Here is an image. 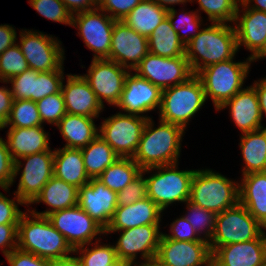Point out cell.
<instances>
[{
	"label": "cell",
	"mask_w": 266,
	"mask_h": 266,
	"mask_svg": "<svg viewBox=\"0 0 266 266\" xmlns=\"http://www.w3.org/2000/svg\"><path fill=\"white\" fill-rule=\"evenodd\" d=\"M198 31L185 47V56L193 74L211 64L232 59L238 51L236 31L231 25L212 23Z\"/></svg>",
	"instance_id": "6da1fadb"
},
{
	"label": "cell",
	"mask_w": 266,
	"mask_h": 266,
	"mask_svg": "<svg viewBox=\"0 0 266 266\" xmlns=\"http://www.w3.org/2000/svg\"><path fill=\"white\" fill-rule=\"evenodd\" d=\"M152 125L148 118L133 160L141 169L177 163L184 129L161 119L158 128Z\"/></svg>",
	"instance_id": "7a4b0ae2"
},
{
	"label": "cell",
	"mask_w": 266,
	"mask_h": 266,
	"mask_svg": "<svg viewBox=\"0 0 266 266\" xmlns=\"http://www.w3.org/2000/svg\"><path fill=\"white\" fill-rule=\"evenodd\" d=\"M31 215L33 220L26 213L20 217L17 248L48 260L64 259L74 253V249L47 217Z\"/></svg>",
	"instance_id": "3957f363"
},
{
	"label": "cell",
	"mask_w": 266,
	"mask_h": 266,
	"mask_svg": "<svg viewBox=\"0 0 266 266\" xmlns=\"http://www.w3.org/2000/svg\"><path fill=\"white\" fill-rule=\"evenodd\" d=\"M189 201L219 214L239 202V183L211 170H195Z\"/></svg>",
	"instance_id": "277c9868"
},
{
	"label": "cell",
	"mask_w": 266,
	"mask_h": 266,
	"mask_svg": "<svg viewBox=\"0 0 266 266\" xmlns=\"http://www.w3.org/2000/svg\"><path fill=\"white\" fill-rule=\"evenodd\" d=\"M205 101L203 84L194 74L187 81L162 90L160 119L179 125L185 130L191 117Z\"/></svg>",
	"instance_id": "5b68a950"
},
{
	"label": "cell",
	"mask_w": 266,
	"mask_h": 266,
	"mask_svg": "<svg viewBox=\"0 0 266 266\" xmlns=\"http://www.w3.org/2000/svg\"><path fill=\"white\" fill-rule=\"evenodd\" d=\"M251 61L247 58L246 62H234L232 58L211 64L196 74L203 84L206 99L210 96L217 111L242 90Z\"/></svg>",
	"instance_id": "8992f818"
},
{
	"label": "cell",
	"mask_w": 266,
	"mask_h": 266,
	"mask_svg": "<svg viewBox=\"0 0 266 266\" xmlns=\"http://www.w3.org/2000/svg\"><path fill=\"white\" fill-rule=\"evenodd\" d=\"M177 163L142 169V173L157 169L158 173L145 178L148 197L163 211L175 201L190 198L191 181L195 170H177ZM163 170V171H162Z\"/></svg>",
	"instance_id": "52a82bcc"
},
{
	"label": "cell",
	"mask_w": 266,
	"mask_h": 266,
	"mask_svg": "<svg viewBox=\"0 0 266 266\" xmlns=\"http://www.w3.org/2000/svg\"><path fill=\"white\" fill-rule=\"evenodd\" d=\"M261 224L238 202L216 214L214 232L209 239L211 253L218 247L256 239L262 232Z\"/></svg>",
	"instance_id": "ba28073f"
},
{
	"label": "cell",
	"mask_w": 266,
	"mask_h": 266,
	"mask_svg": "<svg viewBox=\"0 0 266 266\" xmlns=\"http://www.w3.org/2000/svg\"><path fill=\"white\" fill-rule=\"evenodd\" d=\"M148 118L150 117L119 112L103 121L99 136L120 158H133Z\"/></svg>",
	"instance_id": "9c48e42d"
},
{
	"label": "cell",
	"mask_w": 266,
	"mask_h": 266,
	"mask_svg": "<svg viewBox=\"0 0 266 266\" xmlns=\"http://www.w3.org/2000/svg\"><path fill=\"white\" fill-rule=\"evenodd\" d=\"M134 71L161 90L183 83L194 75L186 56L167 58L150 52Z\"/></svg>",
	"instance_id": "30bf717a"
},
{
	"label": "cell",
	"mask_w": 266,
	"mask_h": 266,
	"mask_svg": "<svg viewBox=\"0 0 266 266\" xmlns=\"http://www.w3.org/2000/svg\"><path fill=\"white\" fill-rule=\"evenodd\" d=\"M99 8L76 13L71 26H77L88 49L94 51V59L110 60L112 30L115 19L101 12ZM99 13V14H98Z\"/></svg>",
	"instance_id": "8fae6325"
},
{
	"label": "cell",
	"mask_w": 266,
	"mask_h": 266,
	"mask_svg": "<svg viewBox=\"0 0 266 266\" xmlns=\"http://www.w3.org/2000/svg\"><path fill=\"white\" fill-rule=\"evenodd\" d=\"M47 218L73 249L91 244L95 236L105 234V229L78 205L53 212Z\"/></svg>",
	"instance_id": "7c38bea8"
},
{
	"label": "cell",
	"mask_w": 266,
	"mask_h": 266,
	"mask_svg": "<svg viewBox=\"0 0 266 266\" xmlns=\"http://www.w3.org/2000/svg\"><path fill=\"white\" fill-rule=\"evenodd\" d=\"M20 36L18 46L30 69L47 72L57 71L62 67L64 51L56 38L31 30L21 32Z\"/></svg>",
	"instance_id": "4fadbf2b"
},
{
	"label": "cell",
	"mask_w": 266,
	"mask_h": 266,
	"mask_svg": "<svg viewBox=\"0 0 266 266\" xmlns=\"http://www.w3.org/2000/svg\"><path fill=\"white\" fill-rule=\"evenodd\" d=\"M125 67L108 59H94L88 69V74L83 75L98 100L103 105V99L110 105H117L128 75ZM103 98V99H102Z\"/></svg>",
	"instance_id": "5bb4252c"
},
{
	"label": "cell",
	"mask_w": 266,
	"mask_h": 266,
	"mask_svg": "<svg viewBox=\"0 0 266 266\" xmlns=\"http://www.w3.org/2000/svg\"><path fill=\"white\" fill-rule=\"evenodd\" d=\"M26 161L22 171L16 200L18 204H30L54 175V151H43L21 157Z\"/></svg>",
	"instance_id": "9a60e30c"
},
{
	"label": "cell",
	"mask_w": 266,
	"mask_h": 266,
	"mask_svg": "<svg viewBox=\"0 0 266 266\" xmlns=\"http://www.w3.org/2000/svg\"><path fill=\"white\" fill-rule=\"evenodd\" d=\"M148 53V38L137 33L123 21L116 20L112 30L110 60L127 70H134Z\"/></svg>",
	"instance_id": "2e32d148"
},
{
	"label": "cell",
	"mask_w": 266,
	"mask_h": 266,
	"mask_svg": "<svg viewBox=\"0 0 266 266\" xmlns=\"http://www.w3.org/2000/svg\"><path fill=\"white\" fill-rule=\"evenodd\" d=\"M63 66L57 71L38 72L29 69L22 74L13 76L10 90L15 100H38L51 94L59 93L63 82Z\"/></svg>",
	"instance_id": "e0dca14e"
},
{
	"label": "cell",
	"mask_w": 266,
	"mask_h": 266,
	"mask_svg": "<svg viewBox=\"0 0 266 266\" xmlns=\"http://www.w3.org/2000/svg\"><path fill=\"white\" fill-rule=\"evenodd\" d=\"M121 231L123 232L114 246L118 259L133 266L138 252H142L145 262L156 256L163 234L159 232V225H142Z\"/></svg>",
	"instance_id": "ac0fdd59"
},
{
	"label": "cell",
	"mask_w": 266,
	"mask_h": 266,
	"mask_svg": "<svg viewBox=\"0 0 266 266\" xmlns=\"http://www.w3.org/2000/svg\"><path fill=\"white\" fill-rule=\"evenodd\" d=\"M156 257L169 266H212L209 242L160 239Z\"/></svg>",
	"instance_id": "d6986e66"
},
{
	"label": "cell",
	"mask_w": 266,
	"mask_h": 266,
	"mask_svg": "<svg viewBox=\"0 0 266 266\" xmlns=\"http://www.w3.org/2000/svg\"><path fill=\"white\" fill-rule=\"evenodd\" d=\"M78 206L106 229L117 208V193L91 178L78 189Z\"/></svg>",
	"instance_id": "ffe728a7"
},
{
	"label": "cell",
	"mask_w": 266,
	"mask_h": 266,
	"mask_svg": "<svg viewBox=\"0 0 266 266\" xmlns=\"http://www.w3.org/2000/svg\"><path fill=\"white\" fill-rule=\"evenodd\" d=\"M162 90L147 79L130 72L126 76L117 107L127 114H142L160 108Z\"/></svg>",
	"instance_id": "44dd1931"
},
{
	"label": "cell",
	"mask_w": 266,
	"mask_h": 266,
	"mask_svg": "<svg viewBox=\"0 0 266 266\" xmlns=\"http://www.w3.org/2000/svg\"><path fill=\"white\" fill-rule=\"evenodd\" d=\"M266 234L256 239L218 247L212 253V266H265Z\"/></svg>",
	"instance_id": "7402d4cb"
},
{
	"label": "cell",
	"mask_w": 266,
	"mask_h": 266,
	"mask_svg": "<svg viewBox=\"0 0 266 266\" xmlns=\"http://www.w3.org/2000/svg\"><path fill=\"white\" fill-rule=\"evenodd\" d=\"M239 7L236 13V39L237 47L244 45L252 52L250 59L253 61L266 57V12L246 8L241 18ZM240 20V21H239Z\"/></svg>",
	"instance_id": "603a6c76"
},
{
	"label": "cell",
	"mask_w": 266,
	"mask_h": 266,
	"mask_svg": "<svg viewBox=\"0 0 266 266\" xmlns=\"http://www.w3.org/2000/svg\"><path fill=\"white\" fill-rule=\"evenodd\" d=\"M61 85L66 113L95 118L104 108L83 76L67 75Z\"/></svg>",
	"instance_id": "cb8c5ba5"
},
{
	"label": "cell",
	"mask_w": 266,
	"mask_h": 266,
	"mask_svg": "<svg viewBox=\"0 0 266 266\" xmlns=\"http://www.w3.org/2000/svg\"><path fill=\"white\" fill-rule=\"evenodd\" d=\"M162 210L149 197L133 204L117 207L105 234L142 225H159Z\"/></svg>",
	"instance_id": "d4e9b609"
},
{
	"label": "cell",
	"mask_w": 266,
	"mask_h": 266,
	"mask_svg": "<svg viewBox=\"0 0 266 266\" xmlns=\"http://www.w3.org/2000/svg\"><path fill=\"white\" fill-rule=\"evenodd\" d=\"M7 134L8 150L15 161V177L19 174L22 166L18 158L50 150L49 137L42 126L9 128Z\"/></svg>",
	"instance_id": "484cf974"
},
{
	"label": "cell",
	"mask_w": 266,
	"mask_h": 266,
	"mask_svg": "<svg viewBox=\"0 0 266 266\" xmlns=\"http://www.w3.org/2000/svg\"><path fill=\"white\" fill-rule=\"evenodd\" d=\"M227 106L230 107L231 117L242 134L263 128L258 96L254 86L240 90L219 109H225Z\"/></svg>",
	"instance_id": "4316f807"
},
{
	"label": "cell",
	"mask_w": 266,
	"mask_h": 266,
	"mask_svg": "<svg viewBox=\"0 0 266 266\" xmlns=\"http://www.w3.org/2000/svg\"><path fill=\"white\" fill-rule=\"evenodd\" d=\"M239 184V202L266 229V174L243 175Z\"/></svg>",
	"instance_id": "83f0119b"
},
{
	"label": "cell",
	"mask_w": 266,
	"mask_h": 266,
	"mask_svg": "<svg viewBox=\"0 0 266 266\" xmlns=\"http://www.w3.org/2000/svg\"><path fill=\"white\" fill-rule=\"evenodd\" d=\"M42 201L52 209L41 213L35 211L30 213L47 217L53 212L78 205V188L53 175L31 204Z\"/></svg>",
	"instance_id": "f1b7e54d"
},
{
	"label": "cell",
	"mask_w": 266,
	"mask_h": 266,
	"mask_svg": "<svg viewBox=\"0 0 266 266\" xmlns=\"http://www.w3.org/2000/svg\"><path fill=\"white\" fill-rule=\"evenodd\" d=\"M54 176L78 189L90 181L84 167L81 149L65 148L54 151Z\"/></svg>",
	"instance_id": "f546056e"
},
{
	"label": "cell",
	"mask_w": 266,
	"mask_h": 266,
	"mask_svg": "<svg viewBox=\"0 0 266 266\" xmlns=\"http://www.w3.org/2000/svg\"><path fill=\"white\" fill-rule=\"evenodd\" d=\"M91 117L66 113L56 125L64 140L65 148L81 149L87 146L98 135V129Z\"/></svg>",
	"instance_id": "4dcf8cb0"
},
{
	"label": "cell",
	"mask_w": 266,
	"mask_h": 266,
	"mask_svg": "<svg viewBox=\"0 0 266 266\" xmlns=\"http://www.w3.org/2000/svg\"><path fill=\"white\" fill-rule=\"evenodd\" d=\"M168 10L152 0H142L121 21L147 38L167 17Z\"/></svg>",
	"instance_id": "1f68e13d"
},
{
	"label": "cell",
	"mask_w": 266,
	"mask_h": 266,
	"mask_svg": "<svg viewBox=\"0 0 266 266\" xmlns=\"http://www.w3.org/2000/svg\"><path fill=\"white\" fill-rule=\"evenodd\" d=\"M240 148L246 165L243 175L266 171V127L244 133Z\"/></svg>",
	"instance_id": "d6a6232c"
},
{
	"label": "cell",
	"mask_w": 266,
	"mask_h": 266,
	"mask_svg": "<svg viewBox=\"0 0 266 266\" xmlns=\"http://www.w3.org/2000/svg\"><path fill=\"white\" fill-rule=\"evenodd\" d=\"M149 52L161 57L185 56V46L166 17L148 38Z\"/></svg>",
	"instance_id": "836d02e7"
},
{
	"label": "cell",
	"mask_w": 266,
	"mask_h": 266,
	"mask_svg": "<svg viewBox=\"0 0 266 266\" xmlns=\"http://www.w3.org/2000/svg\"><path fill=\"white\" fill-rule=\"evenodd\" d=\"M84 167L89 178H98L102 172L120 157L99 135L87 146L81 148Z\"/></svg>",
	"instance_id": "e575fe53"
},
{
	"label": "cell",
	"mask_w": 266,
	"mask_h": 266,
	"mask_svg": "<svg viewBox=\"0 0 266 266\" xmlns=\"http://www.w3.org/2000/svg\"><path fill=\"white\" fill-rule=\"evenodd\" d=\"M141 171L142 169L133 158H119L108 166L97 179L117 193L131 183Z\"/></svg>",
	"instance_id": "d590c367"
},
{
	"label": "cell",
	"mask_w": 266,
	"mask_h": 266,
	"mask_svg": "<svg viewBox=\"0 0 266 266\" xmlns=\"http://www.w3.org/2000/svg\"><path fill=\"white\" fill-rule=\"evenodd\" d=\"M10 128H31L42 126V120L35 101L15 100L5 123V127Z\"/></svg>",
	"instance_id": "8d00e7d4"
},
{
	"label": "cell",
	"mask_w": 266,
	"mask_h": 266,
	"mask_svg": "<svg viewBox=\"0 0 266 266\" xmlns=\"http://www.w3.org/2000/svg\"><path fill=\"white\" fill-rule=\"evenodd\" d=\"M212 23L234 22L241 0H197ZM238 2V3H237Z\"/></svg>",
	"instance_id": "74e56055"
},
{
	"label": "cell",
	"mask_w": 266,
	"mask_h": 266,
	"mask_svg": "<svg viewBox=\"0 0 266 266\" xmlns=\"http://www.w3.org/2000/svg\"><path fill=\"white\" fill-rule=\"evenodd\" d=\"M29 69L28 62L18 44H14L0 54V82L3 80L4 83Z\"/></svg>",
	"instance_id": "f35d334b"
},
{
	"label": "cell",
	"mask_w": 266,
	"mask_h": 266,
	"mask_svg": "<svg viewBox=\"0 0 266 266\" xmlns=\"http://www.w3.org/2000/svg\"><path fill=\"white\" fill-rule=\"evenodd\" d=\"M84 245L74 249V253L81 250L80 257H77L83 266H106L114 263L118 257L115 247L112 245H96L92 248H85Z\"/></svg>",
	"instance_id": "ab89813d"
},
{
	"label": "cell",
	"mask_w": 266,
	"mask_h": 266,
	"mask_svg": "<svg viewBox=\"0 0 266 266\" xmlns=\"http://www.w3.org/2000/svg\"><path fill=\"white\" fill-rule=\"evenodd\" d=\"M42 123L57 125L66 114V107L62 92L51 94L36 102Z\"/></svg>",
	"instance_id": "60d3db41"
},
{
	"label": "cell",
	"mask_w": 266,
	"mask_h": 266,
	"mask_svg": "<svg viewBox=\"0 0 266 266\" xmlns=\"http://www.w3.org/2000/svg\"><path fill=\"white\" fill-rule=\"evenodd\" d=\"M186 203L187 209L190 211V214L185 216L187 221L192 225L197 234H201L202 231L205 232L206 230L204 238L208 237L207 240L211 239L214 232L216 214L193 204L189 200Z\"/></svg>",
	"instance_id": "b9f144b4"
},
{
	"label": "cell",
	"mask_w": 266,
	"mask_h": 266,
	"mask_svg": "<svg viewBox=\"0 0 266 266\" xmlns=\"http://www.w3.org/2000/svg\"><path fill=\"white\" fill-rule=\"evenodd\" d=\"M30 6L47 19L72 24L73 15L60 0H30Z\"/></svg>",
	"instance_id": "7bdbcfd3"
},
{
	"label": "cell",
	"mask_w": 266,
	"mask_h": 266,
	"mask_svg": "<svg viewBox=\"0 0 266 266\" xmlns=\"http://www.w3.org/2000/svg\"><path fill=\"white\" fill-rule=\"evenodd\" d=\"M148 197L146 180L141 172L124 189L117 192V207L127 206Z\"/></svg>",
	"instance_id": "ee69618b"
},
{
	"label": "cell",
	"mask_w": 266,
	"mask_h": 266,
	"mask_svg": "<svg viewBox=\"0 0 266 266\" xmlns=\"http://www.w3.org/2000/svg\"><path fill=\"white\" fill-rule=\"evenodd\" d=\"M176 11L173 7H170L167 12V17L172 25V28L175 30V32L178 34L180 41L183 43V45L186 47V45L191 41L193 37H195V34H191L190 36H186V34H181L179 32V29L184 30L185 28L189 29V33L197 31V29L200 27V17L195 12H190V14L185 13L180 17L178 20V23H175L174 19L176 16ZM178 24V25H177ZM181 27V28H179Z\"/></svg>",
	"instance_id": "f6af8a7d"
},
{
	"label": "cell",
	"mask_w": 266,
	"mask_h": 266,
	"mask_svg": "<svg viewBox=\"0 0 266 266\" xmlns=\"http://www.w3.org/2000/svg\"><path fill=\"white\" fill-rule=\"evenodd\" d=\"M15 179V161L7 143L0 138V187L7 191Z\"/></svg>",
	"instance_id": "bcb514c9"
},
{
	"label": "cell",
	"mask_w": 266,
	"mask_h": 266,
	"mask_svg": "<svg viewBox=\"0 0 266 266\" xmlns=\"http://www.w3.org/2000/svg\"><path fill=\"white\" fill-rule=\"evenodd\" d=\"M142 0H97L99 11L111 13L110 17L115 20L123 19Z\"/></svg>",
	"instance_id": "7dc6e473"
},
{
	"label": "cell",
	"mask_w": 266,
	"mask_h": 266,
	"mask_svg": "<svg viewBox=\"0 0 266 266\" xmlns=\"http://www.w3.org/2000/svg\"><path fill=\"white\" fill-rule=\"evenodd\" d=\"M172 234H163L166 238L177 241H192V242H209L206 238H201L192 225L187 221L185 216L176 219L171 225Z\"/></svg>",
	"instance_id": "c3c4849f"
},
{
	"label": "cell",
	"mask_w": 266,
	"mask_h": 266,
	"mask_svg": "<svg viewBox=\"0 0 266 266\" xmlns=\"http://www.w3.org/2000/svg\"><path fill=\"white\" fill-rule=\"evenodd\" d=\"M6 259L10 266H51V260L40 258L19 248L9 253Z\"/></svg>",
	"instance_id": "681fc988"
},
{
	"label": "cell",
	"mask_w": 266,
	"mask_h": 266,
	"mask_svg": "<svg viewBox=\"0 0 266 266\" xmlns=\"http://www.w3.org/2000/svg\"><path fill=\"white\" fill-rule=\"evenodd\" d=\"M22 214L15 200L8 199L0 192V225L18 224Z\"/></svg>",
	"instance_id": "f907efd6"
},
{
	"label": "cell",
	"mask_w": 266,
	"mask_h": 266,
	"mask_svg": "<svg viewBox=\"0 0 266 266\" xmlns=\"http://www.w3.org/2000/svg\"><path fill=\"white\" fill-rule=\"evenodd\" d=\"M17 235L18 224L0 225V248H2L5 257L17 248ZM6 247L10 248V250H8Z\"/></svg>",
	"instance_id": "816d5d0a"
},
{
	"label": "cell",
	"mask_w": 266,
	"mask_h": 266,
	"mask_svg": "<svg viewBox=\"0 0 266 266\" xmlns=\"http://www.w3.org/2000/svg\"><path fill=\"white\" fill-rule=\"evenodd\" d=\"M14 98L10 89L0 87V129H3L9 117Z\"/></svg>",
	"instance_id": "f5cc1de1"
},
{
	"label": "cell",
	"mask_w": 266,
	"mask_h": 266,
	"mask_svg": "<svg viewBox=\"0 0 266 266\" xmlns=\"http://www.w3.org/2000/svg\"><path fill=\"white\" fill-rule=\"evenodd\" d=\"M16 36L14 27L0 25V54L16 43Z\"/></svg>",
	"instance_id": "db71d44e"
},
{
	"label": "cell",
	"mask_w": 266,
	"mask_h": 266,
	"mask_svg": "<svg viewBox=\"0 0 266 266\" xmlns=\"http://www.w3.org/2000/svg\"><path fill=\"white\" fill-rule=\"evenodd\" d=\"M68 10L74 15L83 11L95 9L97 0H60ZM94 6V7H93Z\"/></svg>",
	"instance_id": "11a10c76"
},
{
	"label": "cell",
	"mask_w": 266,
	"mask_h": 266,
	"mask_svg": "<svg viewBox=\"0 0 266 266\" xmlns=\"http://www.w3.org/2000/svg\"><path fill=\"white\" fill-rule=\"evenodd\" d=\"M253 86L258 96L261 118H263V113L266 115V78L255 82Z\"/></svg>",
	"instance_id": "9f6ffc18"
},
{
	"label": "cell",
	"mask_w": 266,
	"mask_h": 266,
	"mask_svg": "<svg viewBox=\"0 0 266 266\" xmlns=\"http://www.w3.org/2000/svg\"><path fill=\"white\" fill-rule=\"evenodd\" d=\"M51 266H83L77 257L69 256L64 259L51 260Z\"/></svg>",
	"instance_id": "6f0895ef"
},
{
	"label": "cell",
	"mask_w": 266,
	"mask_h": 266,
	"mask_svg": "<svg viewBox=\"0 0 266 266\" xmlns=\"http://www.w3.org/2000/svg\"><path fill=\"white\" fill-rule=\"evenodd\" d=\"M251 1H255V5L253 4V7H251L249 4ZM240 4L244 6V8H251L257 11H263L266 12V0H241ZM250 6V7H249Z\"/></svg>",
	"instance_id": "680465c9"
},
{
	"label": "cell",
	"mask_w": 266,
	"mask_h": 266,
	"mask_svg": "<svg viewBox=\"0 0 266 266\" xmlns=\"http://www.w3.org/2000/svg\"><path fill=\"white\" fill-rule=\"evenodd\" d=\"M154 3L160 5L161 7L165 8V9H169L170 7H168L166 4L172 5V4H184L186 2H190L192 0H152Z\"/></svg>",
	"instance_id": "91938a15"
},
{
	"label": "cell",
	"mask_w": 266,
	"mask_h": 266,
	"mask_svg": "<svg viewBox=\"0 0 266 266\" xmlns=\"http://www.w3.org/2000/svg\"><path fill=\"white\" fill-rule=\"evenodd\" d=\"M138 266H169V265L165 264L164 262L159 260L156 256H154L150 258L148 261L141 263V265Z\"/></svg>",
	"instance_id": "94428289"
},
{
	"label": "cell",
	"mask_w": 266,
	"mask_h": 266,
	"mask_svg": "<svg viewBox=\"0 0 266 266\" xmlns=\"http://www.w3.org/2000/svg\"><path fill=\"white\" fill-rule=\"evenodd\" d=\"M106 266H128L124 261L117 259L114 263L108 264Z\"/></svg>",
	"instance_id": "6125c7cd"
}]
</instances>
